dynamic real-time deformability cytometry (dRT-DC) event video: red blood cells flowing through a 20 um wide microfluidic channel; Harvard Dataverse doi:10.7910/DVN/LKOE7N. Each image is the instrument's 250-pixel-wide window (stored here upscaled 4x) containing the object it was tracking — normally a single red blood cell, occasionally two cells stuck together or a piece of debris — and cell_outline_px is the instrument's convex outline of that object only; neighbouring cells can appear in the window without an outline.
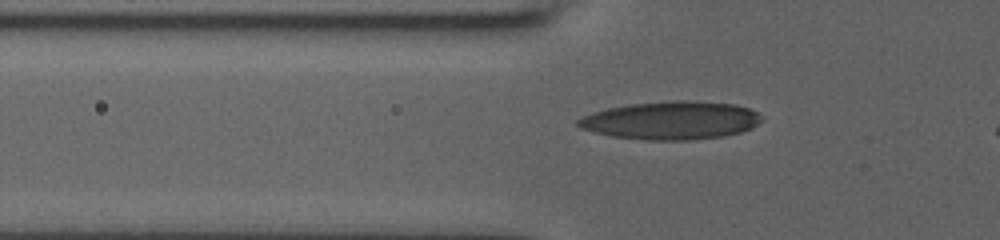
{"species": "human", "species_latin": "Homo sapiens", "temperature_condition": "room temperature", "stored_images_in_passage": 38, "camera_frame_rate_fps": 3000, "um_per_image_px": 0.085, "donor": {"sex": "male"}, "frame": {"image": 1, "passage_image": 5, "time_ms": 1.333, "image_size_px": [1000, 240], "cell_outline_px": [[760, 120], [752, 128], [740, 132], [724, 136], [688, 140], [644, 140], [612, 136], [580, 128], [576, 124], [576, 120], [592, 112], [608, 108], [628, 104], [672, 100], [684, 100], [736, 104], [748, 108], [756, 112], [760, 116]], "centroid_in_image_um": [57.01, 10.23], "position_along_channel_um": 68.8, "area_um2": 40.69}}
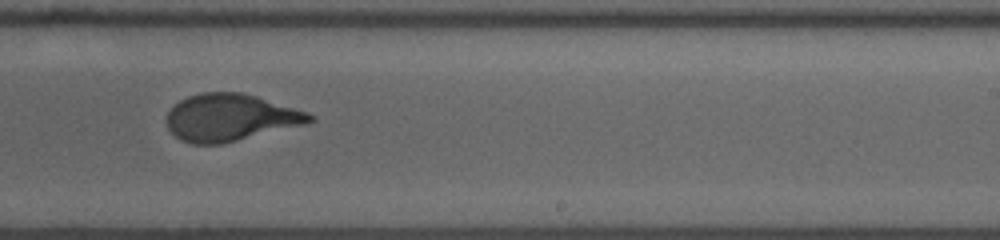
{"frame": {"image": 2, "passage_image": 21, "time_ms": 6.667, "image_size_px": [1000, 240], "cell_outline_px": [[316, 120], [308, 124], [220, 144], [192, 144], [180, 140], [168, 128], [168, 112], [180, 100], [188, 96], [200, 92], [240, 92], [256, 96], [308, 112], [316, 116]], "centroid_in_image_um": [19.62, 9.99], "position_along_channel_um": 269.4, "area_um2": 39.19}}
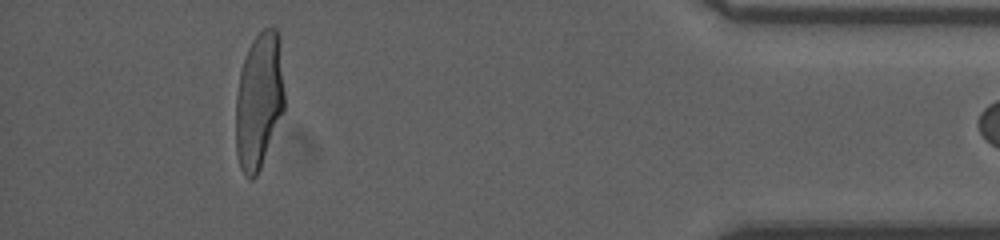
{"frame": {"image": 3, "passage_image": 36, "time_ms": 11.667, "image_size_px": [1000, 240], "cell_outline_px": [[284, 112], [260, 168], [256, 176], [252, 180], [248, 180], [244, 176], [240, 168], [236, 152], [236, 92], [240, 72], [248, 48], [252, 40], [264, 28], [272, 24], [280, 32], [284, 92]], "centroid_in_image_um": [22.03, 8.52], "position_along_channel_um": 413.2, "area_um2": 39.36}}